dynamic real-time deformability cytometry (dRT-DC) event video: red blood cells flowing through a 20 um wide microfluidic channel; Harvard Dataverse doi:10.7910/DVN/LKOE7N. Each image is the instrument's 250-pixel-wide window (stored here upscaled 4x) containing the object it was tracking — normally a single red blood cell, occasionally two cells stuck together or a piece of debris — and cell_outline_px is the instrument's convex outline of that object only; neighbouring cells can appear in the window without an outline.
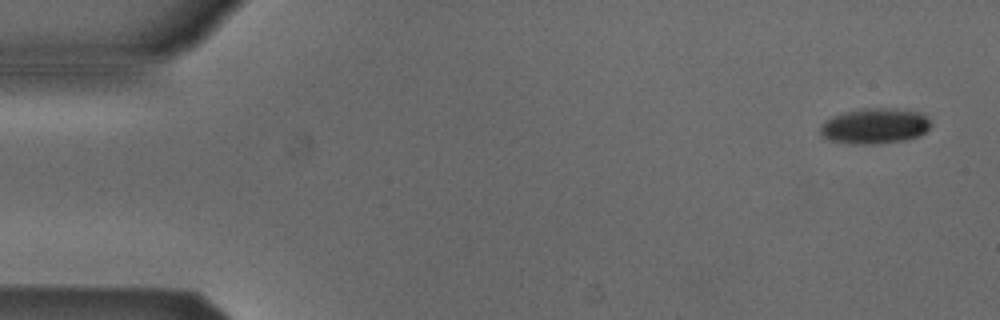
{"species": "Egyptian fruit bat (a non-hibernating species)", "species_latin": "Rousettus aegyptiacus", "temperature_condition": "cold", "stored_images_in_passage": 52, "camera_frame_rate_fps": 3000, "um_per_image_px": 0.085, "animal": {"sex": "male"}, "frame": {"image": 1, "passage_image": 1, "time_ms": 0.0, "image_size_px": [1000, 320], "cell_outline_px": [[932, 124], [920, 136], [904, 140], [872, 144], [864, 144], [832, 140], [824, 136], [820, 132], [820, 124], [824, 120], [832, 116], [848, 112], [868, 108], [884, 108], [916, 112], [924, 116]], "centroid_in_image_um": [74.34, 10.71], "position_along_channel_um": 10.7, "area_um2": 22.2}}
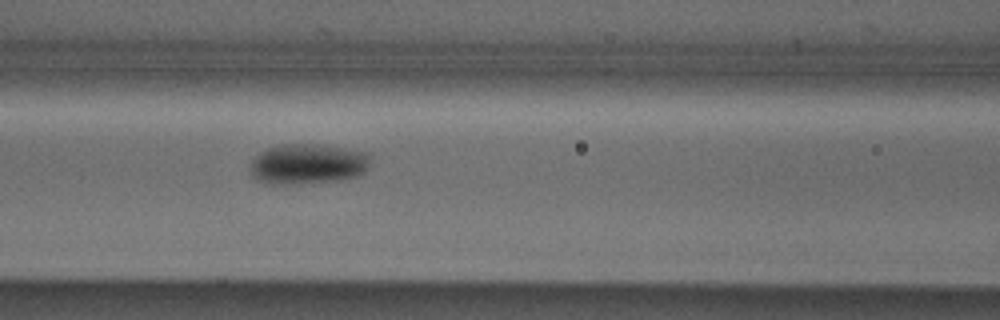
{"frame": {"image": 2, "passage_image": 21, "time_ms": 6.667, "image_size_px": [1000, 320], "cell_outline_px": [[372, 156], [368, 168], [360, 176], [340, 180], [292, 184], [268, 184], [256, 180], [252, 176], [252, 160], [264, 148], [284, 144], [316, 144], [344, 148], [368, 152]], "centroid_in_image_um": [26.19, 13.94], "position_along_channel_um": 140.4, "area_um2": 28.55}}
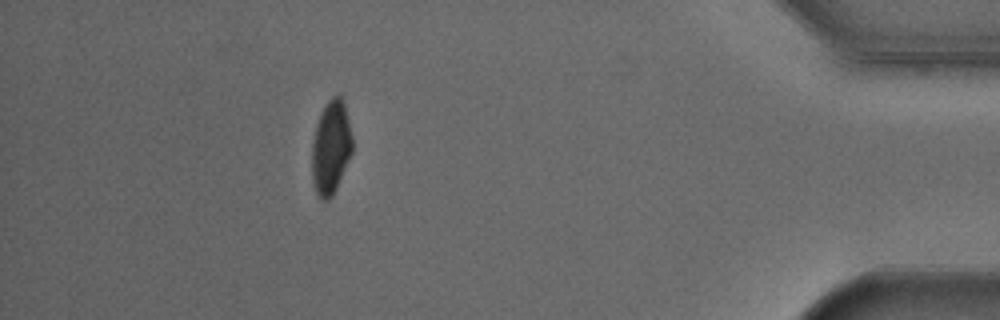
{"frame": {"image": 3, "passage_image": 46, "time_ms": 15.0, "image_size_px": [1000, 320], "cell_outline_px": [[352, 152], [336, 188], [332, 196], [328, 200], [320, 200], [316, 192], [312, 180], [312, 144], [316, 124], [320, 112], [328, 100], [332, 96], [340, 96], [344, 100], [352, 136]], "centroid_in_image_um": [28.12, 12.52], "position_along_channel_um": 407.1, "area_um2": 22.08}, "authors_computed_cell_mechanics": {"area_um2": 24.1893, "velocity_mm_per_s": 3.8658, "shape_relaxation_time_tau1_ms": 3.8534, "shape_relaxation_time_tau2_ms": null, "deformation_change_tau1": 0.0958, "deformation_change_tau2": null}}